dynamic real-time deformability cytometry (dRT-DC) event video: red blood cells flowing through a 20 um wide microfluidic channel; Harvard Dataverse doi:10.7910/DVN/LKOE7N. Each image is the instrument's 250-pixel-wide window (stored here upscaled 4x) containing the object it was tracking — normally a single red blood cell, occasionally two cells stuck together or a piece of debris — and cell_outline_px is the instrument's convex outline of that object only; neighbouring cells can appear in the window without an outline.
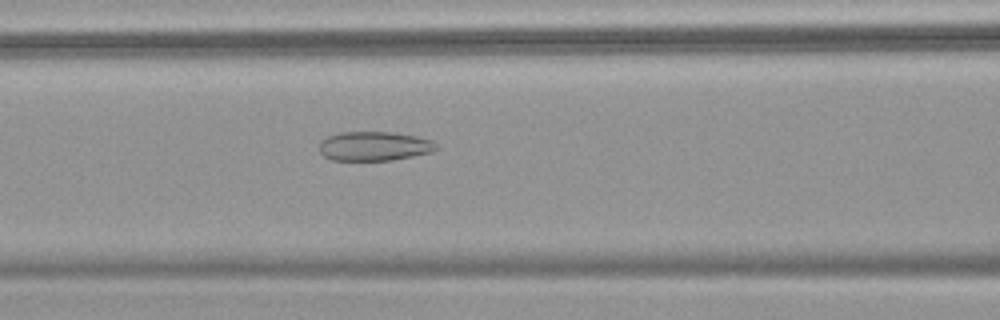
{"species": "common noctule bat (a hibernating species)", "species_latin": "Nyctalus noctula", "temperature_condition": "warm", "stored_images_in_passage": 33, "camera_frame_rate_fps": 3000, "um_per_image_px": 0.085, "animal": {"sex": "female", "body_mass_g": 18.4}, "frame": {"image": 1, "passage_image": 10, "time_ms": 3.0, "image_size_px": [1000, 320], "cell_outline_px": [[436, 148], [432, 152], [392, 160], [332, 160], [324, 156], [320, 152], [320, 140], [328, 136], [340, 132], [392, 132], [416, 136], [432, 140], [436, 144]], "centroid_in_image_um": [31.79, 12.42], "position_along_channel_um": 134.8, "area_um2": 19.88}}
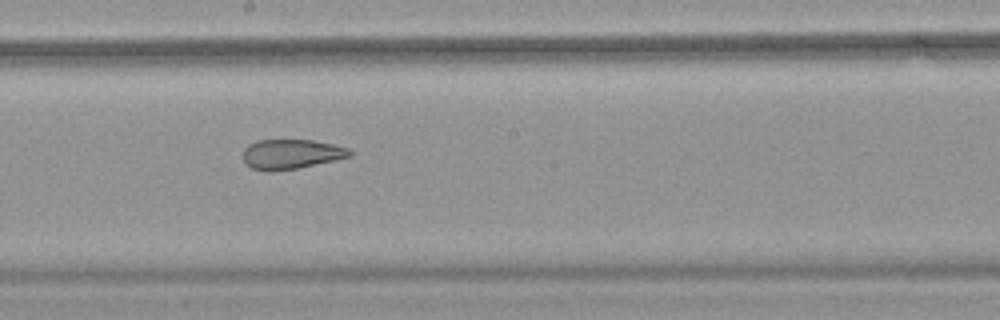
{"frame": {"image": 2, "passage_image": 17, "time_ms": 5.333, "image_size_px": [1000, 320], "cell_outline_px": [[352, 156], [336, 160], [296, 168], [268, 172], [264, 172], [252, 168], [244, 164], [244, 148], [248, 144], [256, 140], [312, 140], [332, 144], [348, 148], [352, 152]], "centroid_in_image_um": [24.72, 13.1], "position_along_channel_um": 223.5, "area_um2": 18.55}}
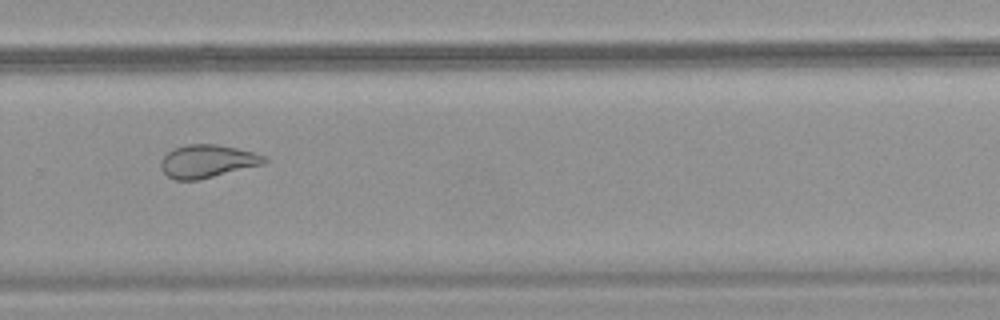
{"frame": {"image": 3, "passage_image": 24, "time_ms": 7.667, "image_size_px": [1000, 320], "cell_outline_px": [[268, 160], [264, 164], [200, 180], [176, 180], [168, 176], [160, 168], [160, 160], [172, 148], [188, 144], [216, 144], [236, 148], [252, 152], [264, 156]], "centroid_in_image_um": [17.6, 13.71], "position_along_channel_um": 312.2, "area_um2": 19.94}, "authors_computed_cell_mechanics": {"area_um2": 20.3456, "velocity_mm_per_s": 3.82, "shape_relaxation_time_tau1_ms": null, "shape_relaxation_time_tau2_ms": 1.4663, "deformation_change_tau1": null, "deformation_change_tau2": 0.08}}